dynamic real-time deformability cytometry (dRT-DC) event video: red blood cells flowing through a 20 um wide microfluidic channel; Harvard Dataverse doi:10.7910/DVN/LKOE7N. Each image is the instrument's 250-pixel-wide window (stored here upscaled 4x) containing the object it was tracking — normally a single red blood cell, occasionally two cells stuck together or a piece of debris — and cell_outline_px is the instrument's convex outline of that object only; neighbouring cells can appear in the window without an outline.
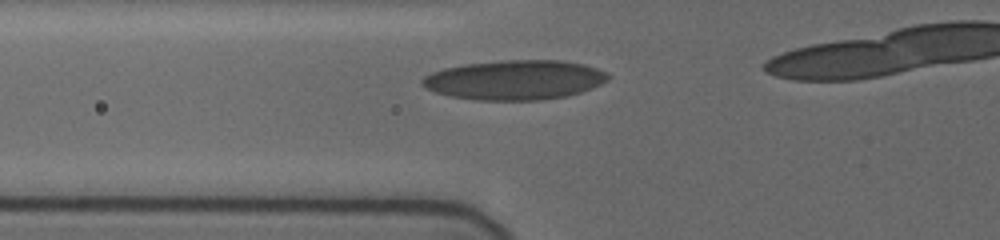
{"species": "human", "species_latin": "Homo sapiens", "temperature_condition": "cold", "stored_images_in_passage": 4, "camera_frame_rate_fps": 3000, "um_per_image_px": 0.085, "donor": {"sex": "female"}, "frame": {"image": 1, "passage_image": 2, "time_ms": 0.667, "image_size_px": [1000, 240], "cell_outline_px": [[608, 80], [592, 88], [568, 96], [544, 100], [476, 100], [452, 96], [436, 92], [420, 84], [420, 80], [424, 76], [432, 72], [444, 68], [464, 64], [500, 60], [564, 60], [584, 64], [608, 72]], "centroid_in_image_um": [43.77, 6.79], "position_along_channel_um": 82.0, "area_um2": 43.06}}